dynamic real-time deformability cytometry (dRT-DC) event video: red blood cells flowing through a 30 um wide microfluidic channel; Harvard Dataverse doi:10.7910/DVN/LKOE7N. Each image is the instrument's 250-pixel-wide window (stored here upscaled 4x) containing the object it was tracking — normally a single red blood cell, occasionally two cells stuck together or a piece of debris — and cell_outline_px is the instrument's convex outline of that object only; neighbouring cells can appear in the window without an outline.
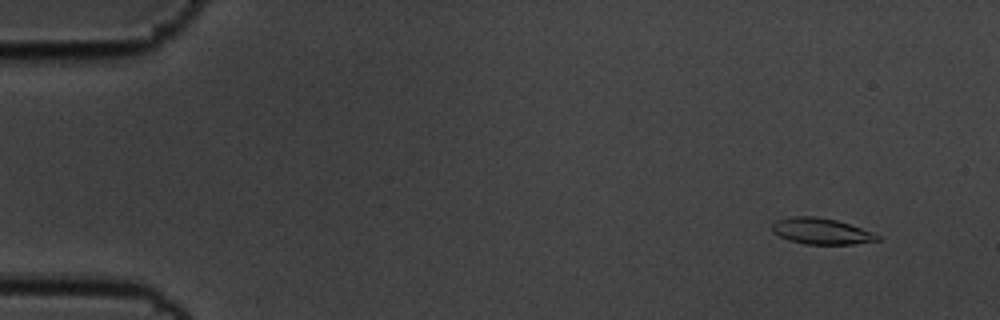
{"species": "common noctule bat (a hibernating species)", "species_latin": "Nyctalus noctula", "temperature_condition": "cold", "stored_images_in_passage": 57, "camera_frame_rate_fps": 3000, "um_per_image_px": 0.085, "animal": {"sex": "male", "body_mass_g": 19.5, "forearm_length_mm": 54.6}, "frame": {"image": 1, "passage_image": 5, "time_ms": 1.333, "image_size_px": [1000, 320], "cell_outline_px": [[880, 240], [852, 244], [804, 244], [788, 240], [772, 232], [772, 224], [776, 220], [792, 216], [816, 216], [836, 220], [872, 232], [880, 236]], "centroid_in_image_um": [69.77, 19.65], "position_along_channel_um": 15.2, "area_um2": 15.95}}
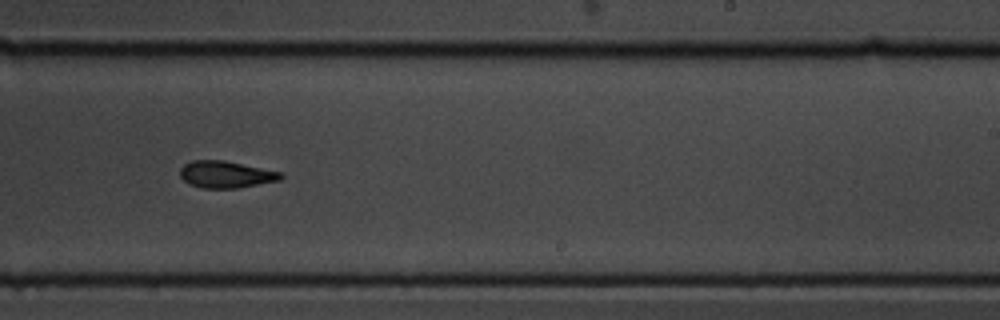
{"frame": {"image": 2, "passage_image": 36, "time_ms": 11.667, "image_size_px": [1000, 320], "cell_outline_px": [[284, 176], [280, 180], [236, 188], [200, 188], [188, 184], [180, 176], [180, 168], [184, 164], [192, 160], [224, 160], [284, 172]], "centroid_in_image_um": [19.2, 14.82], "position_along_channel_um": 269.8, "area_um2": 15.95}}
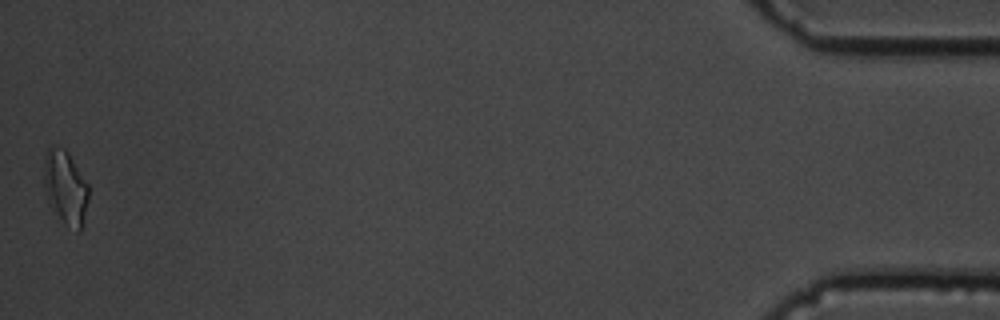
{"frame": {"image": 3, "passage_image": 57, "time_ms": 18.667, "image_size_px": [1000, 320], "cell_outline_px": [[88, 200], [80, 232], [76, 232], [52, 212], [44, 188], [44, 156], [48, 148], [52, 144], [64, 148], [68, 152], [88, 184]], "centroid_in_image_um": [5.54, 15.91], "position_along_channel_um": 429.7, "area_um2": 19.36}, "authors_computed_cell_mechanics": {"area_um2": 16.1262, "velocity_mm_per_s": 3.5528, "shape_relaxation_time_tau1_ms": 5.634, "shape_relaxation_time_tau2_ms": 4.9748, "deformation_change_tau1": 0.1502, "deformation_change_tau2": 0.1329}}